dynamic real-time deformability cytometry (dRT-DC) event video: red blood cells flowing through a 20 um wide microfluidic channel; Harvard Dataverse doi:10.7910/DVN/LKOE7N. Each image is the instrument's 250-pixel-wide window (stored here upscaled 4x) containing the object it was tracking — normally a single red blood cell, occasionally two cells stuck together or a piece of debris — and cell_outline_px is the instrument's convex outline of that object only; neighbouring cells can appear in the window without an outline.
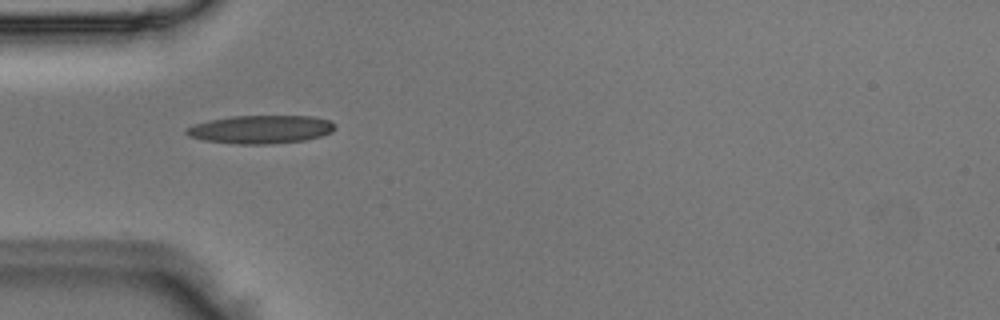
{"species": "Egyptian fruit bat (a non-hibernating species)", "species_latin": "Rousettus aegyptiacus", "temperature_condition": "room temperature", "stored_images_in_passage": 3, "camera_frame_rate_fps": 3000, "um_per_image_px": 0.085, "animal": {"sex": "male"}, "frame": {"image": 1, "passage_image": 1, "time_ms": 0.0, "image_size_px": [1000, 320], "cell_outline_px": [[336, 128], [332, 132], [320, 136], [304, 140], [272, 144], [240, 144], [204, 140], [188, 136], [184, 132], [184, 128], [208, 120], [232, 116], [312, 116], [328, 120], [336, 124]], "centroid_in_image_um": [22.16, 10.99], "position_along_channel_um": 62.8, "area_um2": 24.51}}
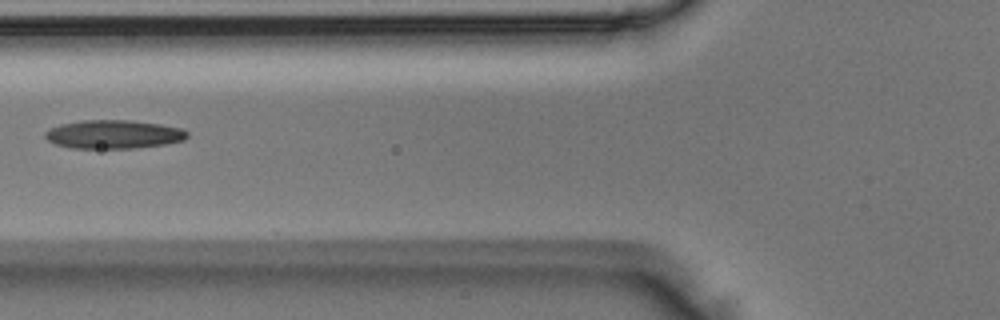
{"frame": {"image": 2, "passage_image": 2, "time_ms": 0.333, "image_size_px": [1000, 320], "cell_outline_px": [[188, 136], [184, 140], [164, 144], [136, 148], [72, 148], [56, 144], [48, 140], [44, 136], [44, 132], [60, 124], [84, 120], [128, 120], [160, 124], [184, 128], [188, 132]], "centroid_in_image_um": [9.68, 11.41], "position_along_channel_um": 116.1, "area_um2": 23.64}}